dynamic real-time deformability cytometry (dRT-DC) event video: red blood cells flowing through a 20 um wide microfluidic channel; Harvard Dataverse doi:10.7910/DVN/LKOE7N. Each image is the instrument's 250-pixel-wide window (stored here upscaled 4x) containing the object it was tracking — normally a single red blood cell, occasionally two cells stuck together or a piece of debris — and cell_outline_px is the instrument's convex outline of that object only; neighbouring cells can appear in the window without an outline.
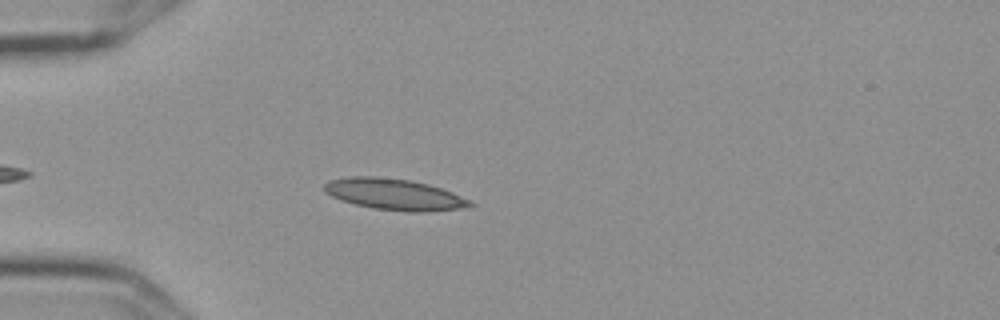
{"species": "Egyptian fruit bat (a non-hibernating species)", "species_latin": "Rousettus aegyptiacus", "temperature_condition": "cold", "stored_images_in_passage": 5, "camera_frame_rate_fps": 3000, "um_per_image_px": 0.085, "frame": {"image": 1, "passage_image": 5, "time_ms": 1.333, "image_size_px": [1000, 320], "cell_outline_px": [[476, 204], [460, 208], [424, 212], [408, 212], [376, 208], [356, 204], [340, 200], [324, 192], [324, 184], [328, 180], [348, 176], [376, 176], [412, 180], [428, 184], [452, 192], [472, 200]], "centroid_in_image_um": [33.51, 16.5], "position_along_channel_um": 51.5, "area_um2": 26.59}}